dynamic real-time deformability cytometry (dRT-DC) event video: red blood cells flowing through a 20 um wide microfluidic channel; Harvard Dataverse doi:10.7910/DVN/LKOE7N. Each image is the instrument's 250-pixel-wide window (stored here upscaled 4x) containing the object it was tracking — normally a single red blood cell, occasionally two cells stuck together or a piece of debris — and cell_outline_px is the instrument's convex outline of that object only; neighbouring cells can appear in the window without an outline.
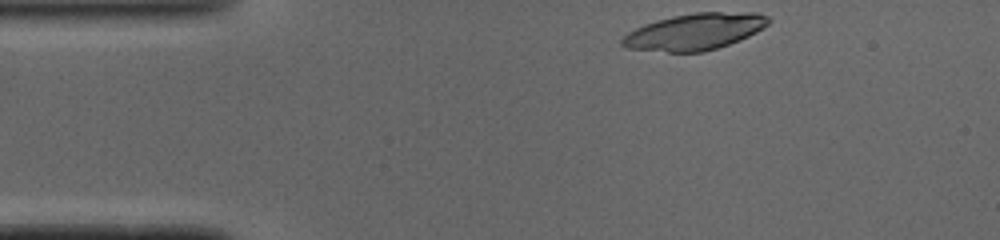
{"species": "common noctule bat (a hibernating species)", "species_latin": "Nyctalus noctula", "temperature_condition": "cold", "stored_images_in_passage": 42, "camera_frame_rate_fps": 3000, "um_per_image_px": 0.085, "animal": {"sex": "male", "body_mass_g": 19.0, "forearm_length_mm": 50.8}, "frame": {"image": 1, "passage_image": 1, "time_ms": 0.0, "image_size_px": [1000, 240], "cell_outline_px": [[772, 20], [764, 28], [740, 40], [704, 52], [668, 52], [624, 48], [620, 44], [620, 40], [628, 32], [644, 24], [656, 20], [672, 16], [696, 12], [756, 12], [768, 16]], "centroid_in_image_um": [59.05, 2.69], "position_along_channel_um": 25.9, "area_um2": 31.33}}